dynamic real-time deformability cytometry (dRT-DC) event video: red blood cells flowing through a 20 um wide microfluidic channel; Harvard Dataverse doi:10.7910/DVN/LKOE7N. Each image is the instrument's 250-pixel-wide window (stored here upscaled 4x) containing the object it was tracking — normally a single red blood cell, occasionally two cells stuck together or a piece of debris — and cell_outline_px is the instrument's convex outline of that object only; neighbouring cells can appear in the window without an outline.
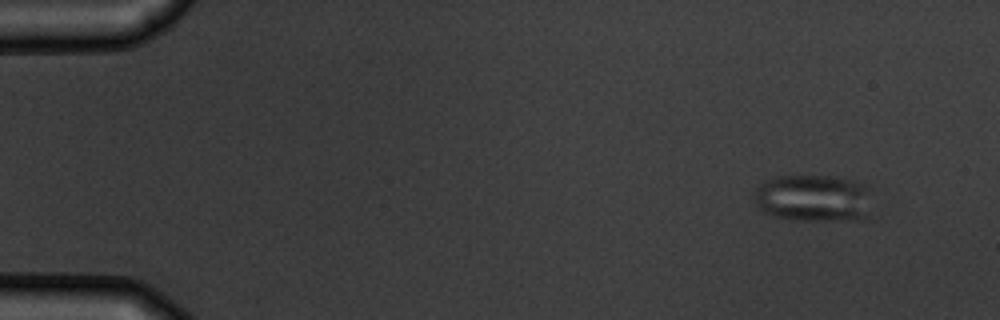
{"species": "common noctule bat (a hibernating species)", "species_latin": "Nyctalus noctula", "temperature_condition": "warm", "stored_images_in_passage": 10, "camera_frame_rate_fps": 3000, "um_per_image_px": 0.085, "animal": {"sex": "male", "body_mass_g": 19.5, "forearm_length_mm": 54.6}, "frame": {"image": 1, "passage_image": 1, "time_ms": 0.0, "image_size_px": [1000, 320], "cell_outline_px": [[872, 188], [868, 216], [860, 220], [788, 220], [764, 212], [756, 204], [752, 196], [752, 192], [760, 184], [768, 180], [780, 176], [832, 176], [864, 184]], "centroid_in_image_um": [69.16, 16.85], "position_along_channel_um": 15.8, "area_um2": 32.83}}